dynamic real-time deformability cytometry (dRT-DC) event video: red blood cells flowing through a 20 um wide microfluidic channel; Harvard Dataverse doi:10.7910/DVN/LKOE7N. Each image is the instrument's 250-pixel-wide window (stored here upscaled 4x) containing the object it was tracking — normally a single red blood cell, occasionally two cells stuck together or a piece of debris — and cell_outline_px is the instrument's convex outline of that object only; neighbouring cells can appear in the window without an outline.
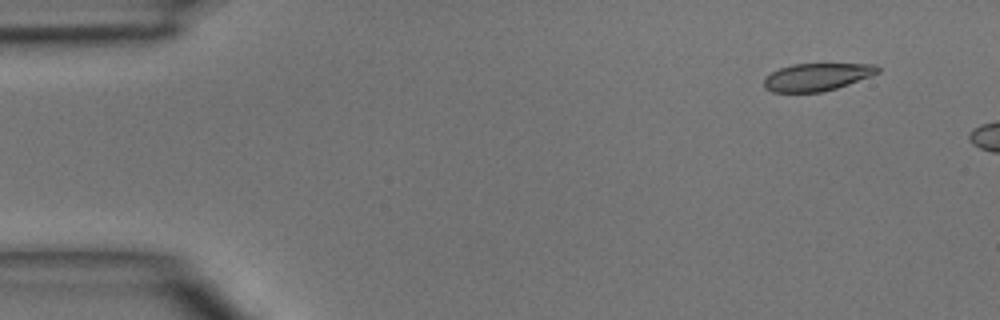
{"species": "common noctule bat (a hibernating species)", "species_latin": "Nyctalus noctula", "temperature_condition": "room temperature", "stored_images_in_passage": 5, "segment_of_instrument_passage": [2, 2], "camera_frame_rate_fps": 3000, "um_per_image_px": 0.085, "animal": {"sex": "male", "body_mass_g": 15.6}, "frame": {"image": 1, "passage_image": 5, "time_ms": 4.667, "image_size_px": [1000, 320], "cell_outline_px": [[880, 72], [848, 84], [836, 88], [820, 92], [772, 92], [764, 88], [764, 80], [772, 72], [780, 68], [792, 64], [876, 64], [880, 68]], "centroid_in_image_um": [69.44, 6.54], "position_along_channel_um": 15.6, "area_um2": 18.09}}